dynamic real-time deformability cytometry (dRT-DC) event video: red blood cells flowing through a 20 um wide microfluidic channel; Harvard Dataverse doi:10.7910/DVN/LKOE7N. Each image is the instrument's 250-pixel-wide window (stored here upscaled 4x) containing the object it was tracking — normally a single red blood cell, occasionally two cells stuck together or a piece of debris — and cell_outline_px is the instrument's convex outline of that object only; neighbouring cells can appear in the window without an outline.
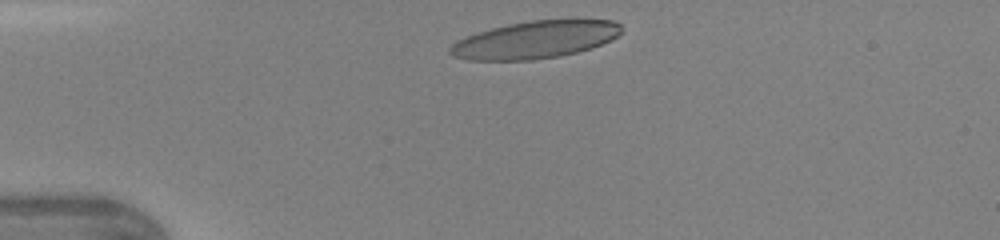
{"species": "human", "species_latin": "Homo sapiens", "temperature_condition": "warm", "stored_images_in_passage": 29, "camera_frame_rate_fps": 3000, "um_per_image_px": 0.085, "donor": {"sex": "female"}, "frame": {"image": 1, "passage_image": 2, "time_ms": 0.333, "image_size_px": [1000, 240], "cell_outline_px": [[624, 28], [612, 40], [592, 48], [560, 56], [532, 60], [468, 60], [452, 56], [448, 52], [448, 48], [456, 40], [492, 28], [508, 24], [532, 20], [576, 16], [612, 20], [620, 24]], "centroid_in_image_um": [45.58, 3.33], "position_along_channel_um": 39.4, "area_um2": 38.44}}
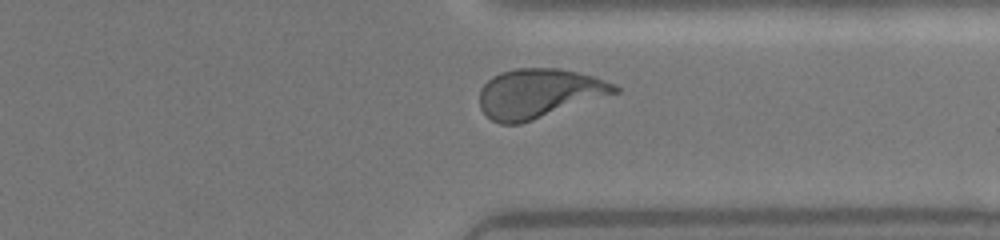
{"frame": {"image": 2, "passage_image": 26, "time_ms": 8.333, "image_size_px": [1000, 240], "cell_outline_px": [[620, 92], [520, 124], [500, 124], [492, 120], [480, 108], [480, 88], [492, 76], [500, 72], [516, 68], [560, 68], [592, 76], [616, 84], [620, 88]], "centroid_in_image_um": [45.8, 7.93], "position_along_channel_um": 365.6, "area_um2": 38.78}}